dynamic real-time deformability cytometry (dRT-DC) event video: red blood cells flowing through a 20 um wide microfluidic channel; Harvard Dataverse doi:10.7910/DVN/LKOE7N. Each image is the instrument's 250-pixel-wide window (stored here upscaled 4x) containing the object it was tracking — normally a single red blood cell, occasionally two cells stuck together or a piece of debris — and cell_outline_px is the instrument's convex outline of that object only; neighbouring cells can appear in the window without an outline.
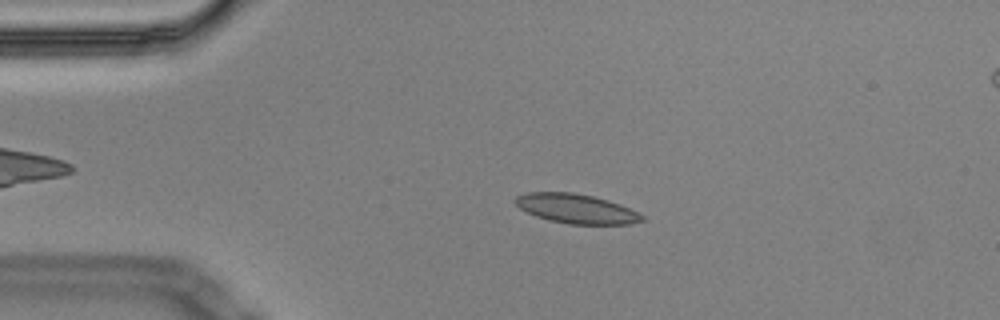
{"species": "Egyptian fruit bat (a non-hibernating species)", "species_latin": "Rousettus aegyptiacus", "temperature_condition": "cold", "stored_images_in_passage": 14, "camera_frame_rate_fps": 3000, "um_per_image_px": 0.085, "animal": {"sex": "male"}, "frame": {"image": 1, "passage_image": 3, "time_ms": 0.667, "image_size_px": [1000, 320], "cell_outline_px": [[648, 220], [628, 224], [568, 224], [548, 220], [536, 216], [520, 208], [512, 200], [516, 196], [528, 192], [572, 192], [592, 196], [608, 200], [620, 204], [644, 216]], "centroid_in_image_um": [48.98, 17.74], "position_along_channel_um": 36.0, "area_um2": 21.73}}
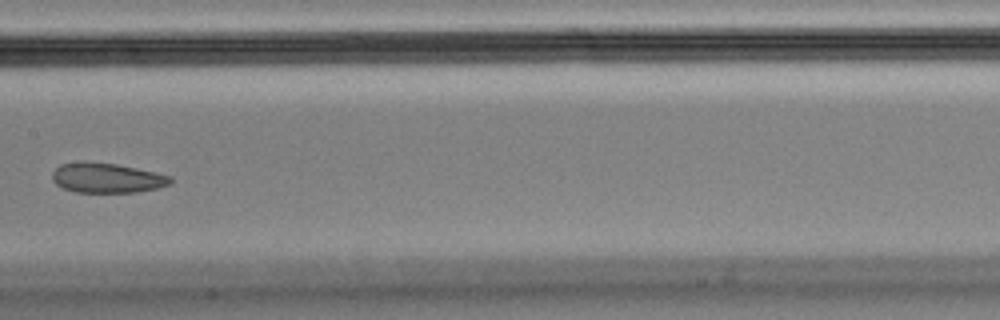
{"frame": {"image": 2, "passage_image": 7, "time_ms": 2.0, "image_size_px": [1000, 320], "cell_outline_px": [[172, 184], [156, 188], [136, 192], [76, 192], [64, 188], [56, 184], [52, 180], [52, 172], [60, 164], [84, 160], [116, 164], [156, 172], [172, 176]], "centroid_in_image_um": [9.08, 15.1], "position_along_channel_um": 198.3, "area_um2": 20.75}}
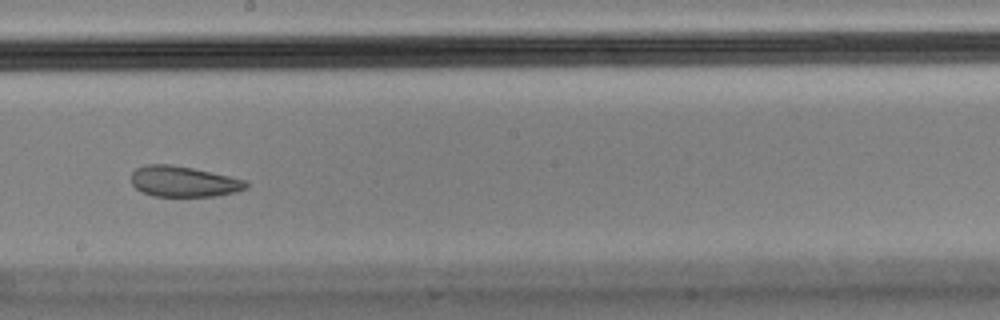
{"frame": {"image": 3, "passage_image": 8, "time_ms": 2.333, "image_size_px": [1000, 320], "cell_outline_px": [[248, 188], [236, 192], [216, 196], [152, 196], [140, 192], [132, 184], [132, 172], [136, 168], [144, 164], [168, 164], [192, 168], [248, 180]], "centroid_in_image_um": [15.61, 15.43], "position_along_channel_um": 232.6, "area_um2": 20.69}}